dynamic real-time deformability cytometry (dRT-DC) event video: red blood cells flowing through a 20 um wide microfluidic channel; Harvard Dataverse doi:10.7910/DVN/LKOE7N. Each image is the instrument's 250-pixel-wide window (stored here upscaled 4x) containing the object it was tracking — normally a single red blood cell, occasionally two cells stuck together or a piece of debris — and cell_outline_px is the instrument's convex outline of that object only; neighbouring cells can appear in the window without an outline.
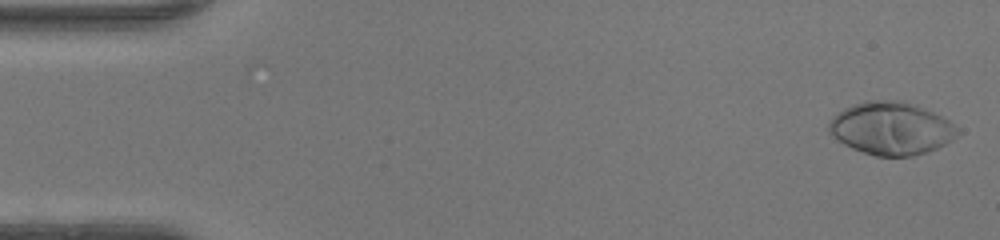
{"species": "human", "species_latin": "Homo sapiens", "temperature_condition": "warm", "stored_images_in_passage": 48, "camera_frame_rate_fps": 3000, "um_per_image_px": 0.085, "donor": {"sex": "female"}, "frame": {"image": 1, "passage_image": 1, "time_ms": 0.0, "image_size_px": [1000, 240], "cell_outline_px": [[960, 132], [952, 140], [936, 148], [912, 156], [876, 156], [852, 148], [844, 144], [832, 136], [828, 132], [828, 124], [832, 116], [844, 108], [864, 100], [904, 100], [916, 104], [948, 120]], "centroid_in_image_um": [75.71, 10.89], "position_along_channel_um": 9.3, "area_um2": 39.48}}
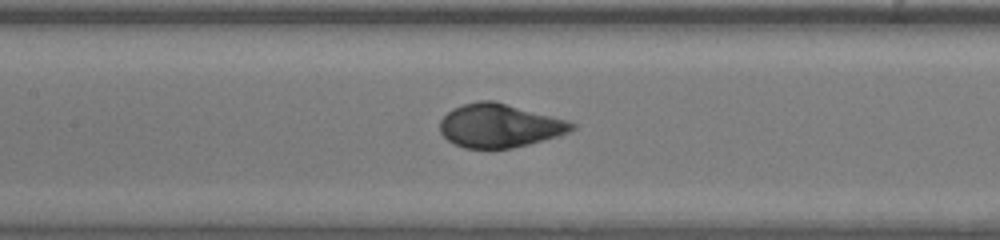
{"frame": {"image": 2, "passage_image": 22, "time_ms": 7.0, "image_size_px": [1000, 240], "cell_outline_px": [[576, 128], [568, 132], [556, 136], [528, 144], [512, 148], [464, 148], [448, 140], [440, 132], [440, 120], [452, 108], [464, 104], [480, 100], [496, 100], [568, 120], [576, 124]], "centroid_in_image_um": [42.46, 10.66], "position_along_channel_um": 164.9, "area_um2": 33.47}}
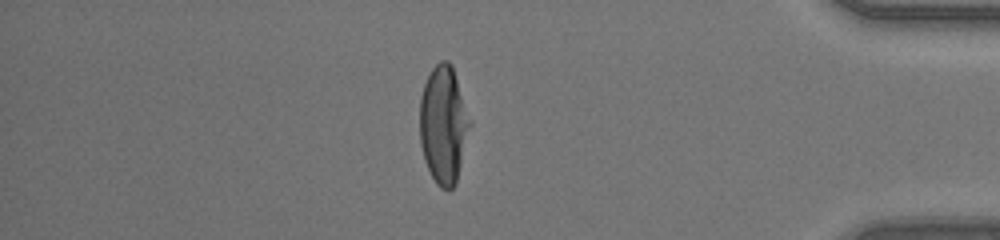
{"frame": {"image": 3, "passage_image": 41, "time_ms": 13.333, "image_size_px": [1000, 240], "cell_outline_px": [[472, 124], [456, 184], [448, 192], [440, 188], [436, 184], [424, 160], [420, 144], [420, 96], [424, 84], [432, 68], [440, 60], [448, 60], [452, 64], [472, 120]], "centroid_in_image_um": [37.72, 10.61], "position_along_channel_um": 397.5, "area_um2": 35.08}, "authors_computed_cell_mechanics": {"area_um2": 34.5066, "velocity_mm_per_s": 4.2641, "shape_relaxation_time_tau1_ms": 3.2953, "shape_relaxation_time_tau2_ms": null, "deformation_change_tau1": 0.2351, "deformation_change_tau2": null}}